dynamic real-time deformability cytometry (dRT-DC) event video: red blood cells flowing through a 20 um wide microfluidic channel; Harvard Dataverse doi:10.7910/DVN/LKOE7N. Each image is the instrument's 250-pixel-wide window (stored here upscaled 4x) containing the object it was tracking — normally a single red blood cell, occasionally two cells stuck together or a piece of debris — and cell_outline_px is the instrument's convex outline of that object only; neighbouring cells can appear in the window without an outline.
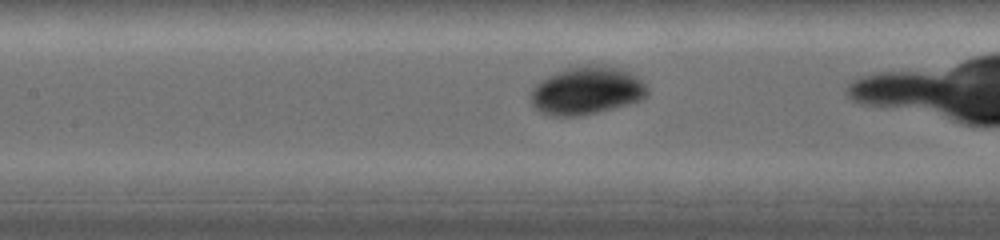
{"species": "common noctule bat (a hibernating species)", "species_latin": "Nyctalus noctula", "temperature_condition": "warm", "stored_images_in_passage": 9, "camera_frame_rate_fps": 5000, "um_per_image_px": 0.085, "animal": {"sex": "female", "body_mass_g": 19.0, "forearm_length_mm": 53.3}, "frame": {"image": 1, "passage_image": 7, "time_ms": 2.4, "image_size_px": [1000, 240], "cell_outline_px": [[648, 96], [640, 100], [628, 104], [596, 112], [576, 116], [552, 116], [540, 112], [532, 104], [528, 96], [532, 88], [540, 80], [556, 72], [568, 68], [584, 64], [604, 64], [628, 72], [636, 76], [648, 88]], "centroid_in_image_um": [49.83, 7.69], "position_along_channel_um": 157.6, "area_um2": 32.66}}